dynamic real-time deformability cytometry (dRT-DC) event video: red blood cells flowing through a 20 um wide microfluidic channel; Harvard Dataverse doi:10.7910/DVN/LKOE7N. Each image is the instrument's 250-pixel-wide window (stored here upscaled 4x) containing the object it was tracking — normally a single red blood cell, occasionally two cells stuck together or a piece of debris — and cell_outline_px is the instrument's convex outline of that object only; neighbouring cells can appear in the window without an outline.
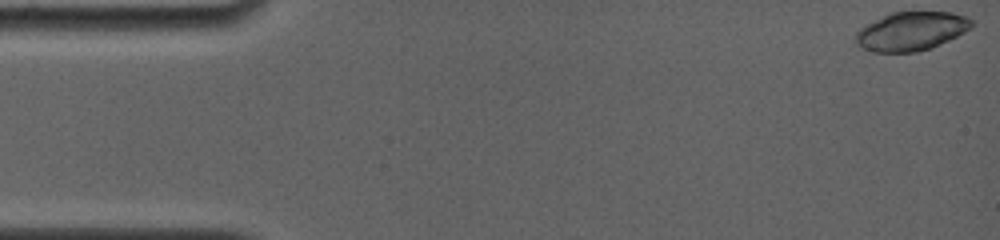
{"species": "common noctule bat (a hibernating species)", "species_latin": "Nyctalus noctula", "temperature_condition": "room temperature", "stored_images_in_passage": 8, "camera_frame_rate_fps": 4000, "um_per_image_px": 0.085, "animal": {"sex": "female", "body_mass_g": 19.0, "forearm_length_mm": 56.7}, "frame": {"image": 1, "passage_image": 1, "time_ms": 0.0, "image_size_px": [1000, 240], "cell_outline_px": [[976, 24], [972, 28], [932, 48], [916, 52], [868, 52], [856, 44], [852, 36], [860, 28], [892, 12], [952, 12], [968, 16]], "centroid_in_image_um": [77.46, 2.66], "position_along_channel_um": 7.5, "area_um2": 26.41}}
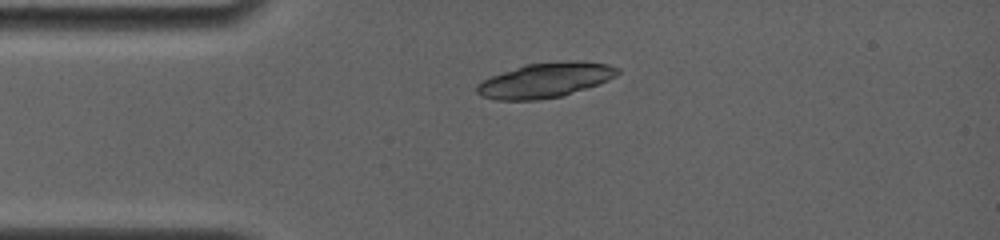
{"frame": {"image": 2, "passage_image": 7, "time_ms": 3.5, "image_size_px": [1000, 240], "cell_outline_px": [[620, 72], [616, 76], [600, 84], [560, 96], [536, 100], [496, 100], [480, 96], [476, 92], [476, 84], [492, 76], [524, 64], [572, 60], [576, 60], [608, 64], [620, 68]], "centroid_in_image_um": [46.36, 6.81], "position_along_channel_um": 38.6, "area_um2": 28.61}}